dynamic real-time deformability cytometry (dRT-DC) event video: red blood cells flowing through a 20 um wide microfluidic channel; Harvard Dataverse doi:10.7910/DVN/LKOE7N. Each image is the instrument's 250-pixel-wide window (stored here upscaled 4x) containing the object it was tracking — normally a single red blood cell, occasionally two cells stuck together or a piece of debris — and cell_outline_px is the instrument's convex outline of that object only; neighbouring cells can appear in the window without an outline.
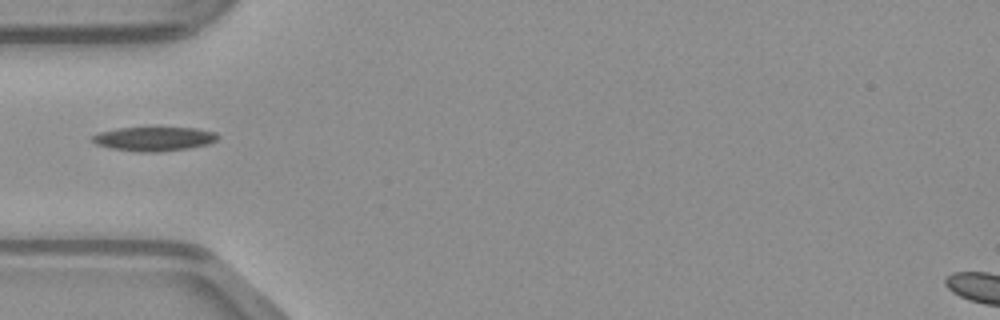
{"species": "common noctule bat (a hibernating species)", "species_latin": "Nyctalus noctula", "temperature_condition": "warm", "stored_images_in_passage": 34, "camera_frame_rate_fps": 3000, "um_per_image_px": 0.085, "animal": {"sex": "male", "body_mass_g": 23.1, "forearm_length_mm": 52.7}, "frame": {"image": 1, "passage_image": 1, "time_ms": 0.0, "image_size_px": [1000, 320], "cell_outline_px": [[220, 136], [216, 140], [208, 144], [188, 148], [156, 152], [140, 152], [112, 148], [96, 144], [92, 140], [92, 136], [100, 132], [116, 128], [156, 124], [196, 128], [216, 132]], "centroid_in_image_um": [13.12, 11.73], "position_along_channel_um": 71.9, "area_um2": 18.61}}
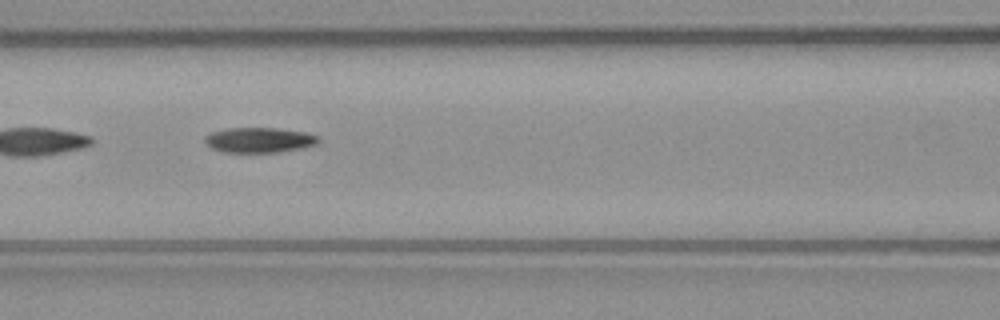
{"frame": {"image": 2, "passage_image": 6, "time_ms": 1.667, "image_size_px": [1000, 320], "cell_outline_px": [[320, 140], [316, 144], [300, 148], [276, 152], [224, 152], [212, 148], [204, 140], [204, 136], [212, 132], [228, 128], [276, 128], [308, 132], [320, 136]], "centroid_in_image_um": [22.06, 11.89], "position_along_channel_um": 144.5, "area_um2": 16.59}}
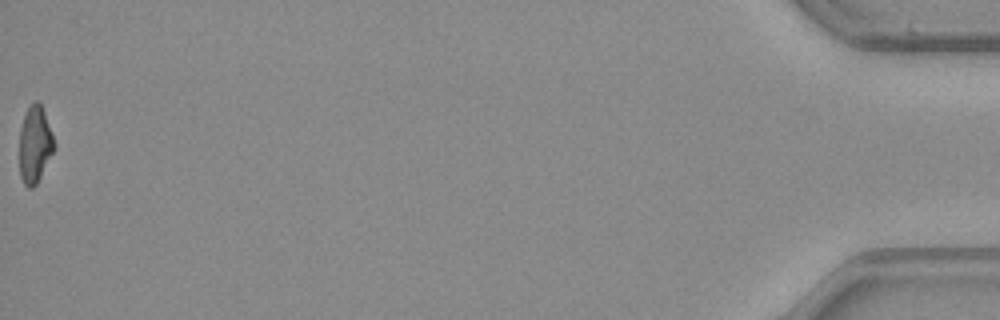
{"frame": {"image": 3, "passage_image": 34, "time_ms": 11.0, "image_size_px": [1000, 320], "cell_outline_px": [[56, 148], [36, 184], [32, 188], [28, 188], [24, 184], [20, 176], [20, 128], [24, 116], [28, 108], [36, 100], [40, 104], [44, 112], [56, 144]], "centroid_in_image_um": [2.98, 12.31], "position_along_channel_um": 432.2, "area_um2": 15.43}}